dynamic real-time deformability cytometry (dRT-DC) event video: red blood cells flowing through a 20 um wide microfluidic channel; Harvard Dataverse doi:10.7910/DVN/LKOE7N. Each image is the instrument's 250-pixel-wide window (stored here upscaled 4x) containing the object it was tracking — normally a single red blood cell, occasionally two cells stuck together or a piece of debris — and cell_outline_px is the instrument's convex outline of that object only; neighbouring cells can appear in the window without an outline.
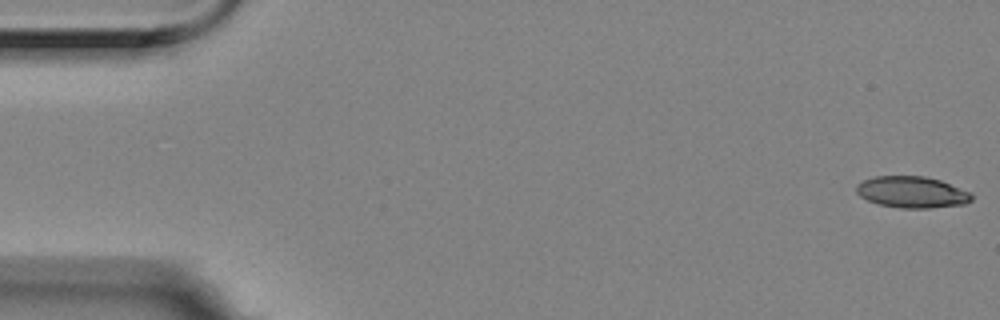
{"species": "Egyptian fruit bat (a non-hibernating species)", "species_latin": "Rousettus aegyptiacus", "temperature_condition": "room temperature", "stored_images_in_passage": 4, "camera_frame_rate_fps": 3000, "um_per_image_px": 0.085, "animal": {"sex": "female"}, "frame": {"image": 1, "passage_image": 1, "time_ms": 0.0, "image_size_px": [1000, 320], "cell_outline_px": [[972, 200], [964, 204], [932, 208], [900, 208], [880, 204], [868, 200], [860, 196], [856, 192], [856, 184], [864, 180], [876, 176], [924, 176], [940, 180], [972, 192]], "centroid_in_image_um": [77.53, 16.33], "position_along_channel_um": 7.5, "area_um2": 21.15}}